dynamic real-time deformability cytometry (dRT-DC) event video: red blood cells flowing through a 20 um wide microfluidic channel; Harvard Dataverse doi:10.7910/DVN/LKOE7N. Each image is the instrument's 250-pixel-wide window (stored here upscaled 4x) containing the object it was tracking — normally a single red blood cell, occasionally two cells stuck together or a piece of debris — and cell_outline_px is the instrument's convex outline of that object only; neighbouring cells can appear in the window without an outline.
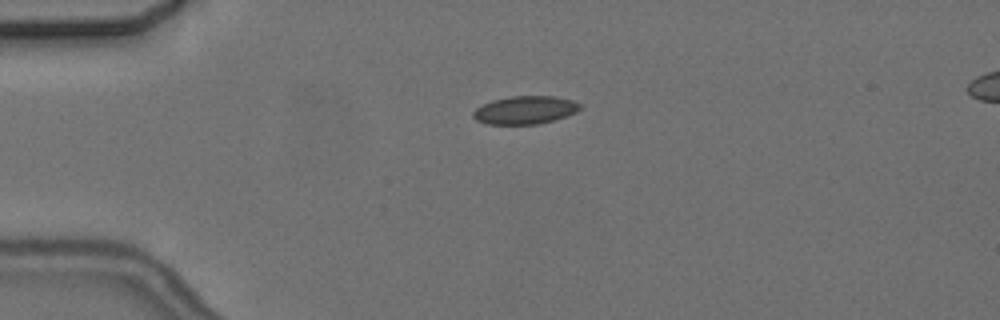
{"species": "common noctule bat (a hibernating species)", "species_latin": "Nyctalus noctula", "temperature_condition": "cold", "stored_images_in_passage": 2, "camera_frame_rate_fps": 3000, "um_per_image_px": 0.085, "animal": {"sex": "female", "body_mass_g": 24.6, "forearm_length_mm": 56.2}, "frame": {"image": 1, "passage_image": 2, "time_ms": 1.333, "image_size_px": [1000, 320], "cell_outline_px": [[584, 104], [576, 112], [568, 116], [540, 124], [488, 124], [476, 120], [472, 116], [472, 112], [476, 108], [492, 100], [512, 96], [552, 96], [572, 100]], "centroid_in_image_um": [44.66, 9.35], "position_along_channel_um": 40.3, "area_um2": 17.57}}